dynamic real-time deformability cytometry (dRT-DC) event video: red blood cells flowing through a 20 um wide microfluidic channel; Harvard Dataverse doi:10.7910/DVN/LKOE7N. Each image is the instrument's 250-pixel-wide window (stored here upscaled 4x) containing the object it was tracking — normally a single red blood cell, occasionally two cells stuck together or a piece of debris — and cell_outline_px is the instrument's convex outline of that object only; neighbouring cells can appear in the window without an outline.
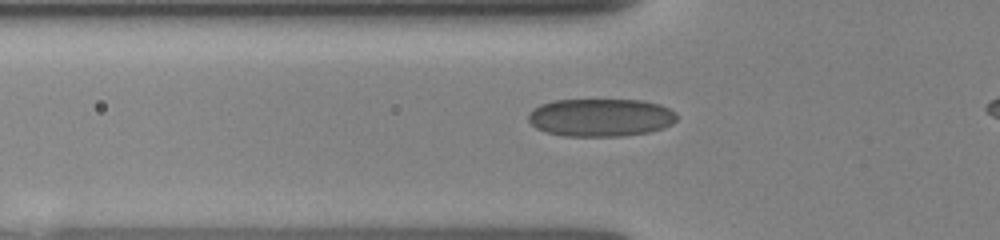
{"species": "human", "species_latin": "Homo sapiens", "temperature_condition": "room temperature", "stored_images_in_passage": 23, "camera_frame_rate_fps": 3000, "um_per_image_px": 0.085, "donor": {"sex": "female"}, "frame": {"image": 1, "passage_image": 9, "time_ms": 3.667, "image_size_px": [1000, 240], "cell_outline_px": [[676, 120], [672, 124], [664, 128], [648, 132], [620, 136], [564, 136], [544, 132], [536, 128], [528, 120], [528, 116], [532, 108], [540, 104], [552, 100], [640, 100], [660, 104], [676, 112]], "centroid_in_image_um": [51.03, 9.98], "position_along_channel_um": 74.8, "area_um2": 33.0}}
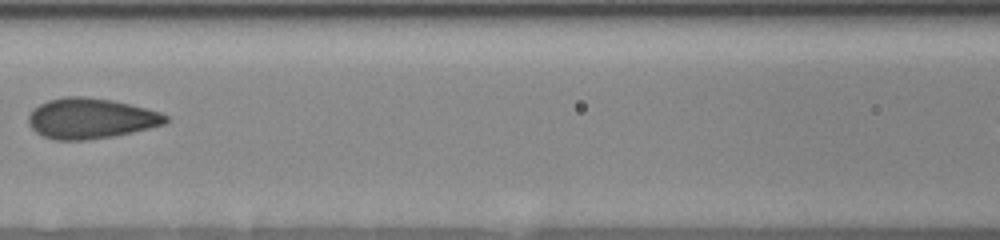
{"frame": {"image": 2, "passage_image": 13, "time_ms": 5.667, "image_size_px": [1000, 240], "cell_outline_px": [[168, 120], [164, 124], [148, 128], [112, 136], [84, 140], [56, 140], [44, 136], [36, 132], [28, 124], [28, 116], [32, 108], [48, 100], [64, 96], [84, 96], [112, 100], [160, 112], [168, 116]], "centroid_in_image_um": [7.66, 10.05], "position_along_channel_um": 158.9, "area_um2": 32.14}}
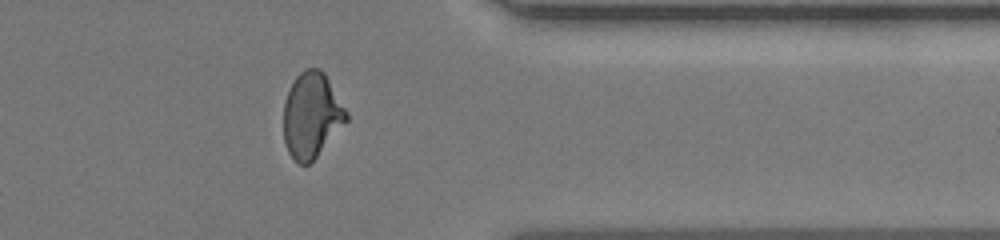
{"frame": {"image": 3, "passage_image": 22, "time_ms": 11.333, "image_size_px": [1000, 240], "cell_outline_px": [[348, 120], [316, 156], [308, 164], [300, 164], [288, 152], [284, 140], [284, 100], [296, 76], [304, 68], [320, 68], [324, 72], [348, 112]], "centroid_in_image_um": [26.49, 9.76], "position_along_channel_um": 384.9, "area_um2": 30.92}}